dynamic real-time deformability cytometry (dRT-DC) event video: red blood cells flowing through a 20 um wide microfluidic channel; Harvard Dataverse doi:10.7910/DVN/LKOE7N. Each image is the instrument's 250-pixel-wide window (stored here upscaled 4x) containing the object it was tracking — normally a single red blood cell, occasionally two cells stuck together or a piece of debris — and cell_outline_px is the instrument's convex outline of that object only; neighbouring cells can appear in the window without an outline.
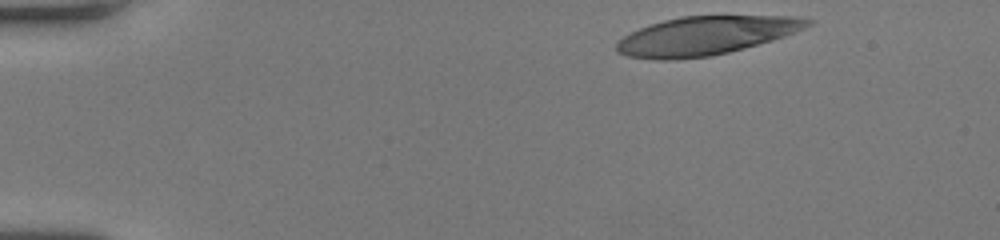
{"species": "human", "species_latin": "Homo sapiens", "temperature_condition": "room temperature", "stored_images_in_passage": 38, "camera_frame_rate_fps": 3000, "um_per_image_px": 0.085, "donor": {"sex": "female"}, "frame": {"image": 1, "passage_image": 1, "time_ms": 0.0, "image_size_px": [1000, 240], "cell_outline_px": [[812, 24], [796, 32], [772, 40], [744, 48], [712, 56], [676, 60], [656, 60], [628, 56], [616, 52], [616, 44], [624, 36], [640, 28], [664, 20], [680, 16], [796, 16], [812, 20]], "centroid_in_image_um": [59.98, 3.04], "position_along_channel_um": 25.0, "area_um2": 42.83}}
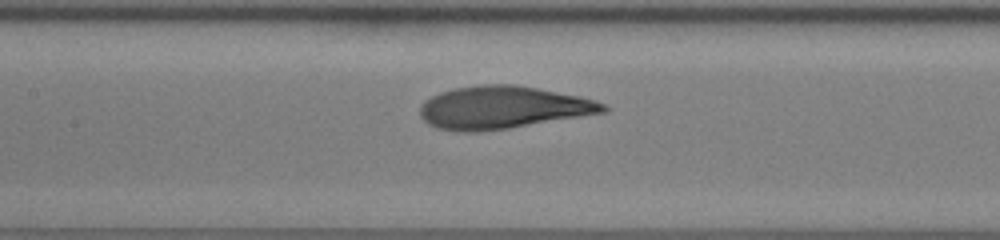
{"frame": {"image": 2, "passage_image": 19, "time_ms": 6.0, "image_size_px": [1000, 240], "cell_outline_px": [[608, 112], [508, 128], [480, 132], [460, 132], [436, 128], [428, 124], [420, 116], [420, 108], [432, 96], [440, 92], [456, 88], [484, 84], [516, 84], [580, 96], [596, 100], [608, 104]], "centroid_in_image_um": [42.78, 9.14], "position_along_channel_um": 164.6, "area_um2": 45.55}}
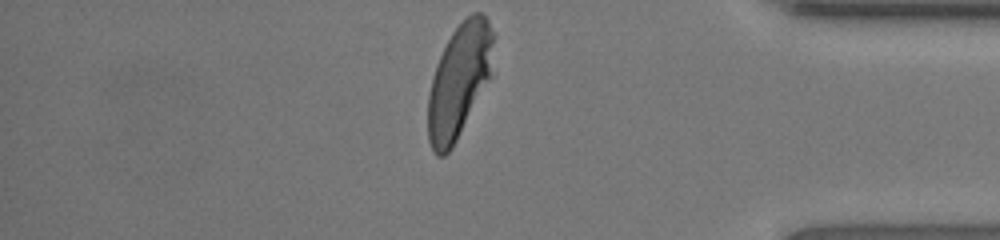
{"frame": {"image": 3, "passage_image": 38, "time_ms": 12.333, "image_size_px": [1000, 240], "cell_outline_px": [[496, 36], [488, 76], [452, 148], [444, 156], [436, 156], [432, 152], [428, 140], [428, 96], [432, 76], [436, 64], [452, 32], [472, 12], [480, 12], [488, 20], [496, 32]], "centroid_in_image_um": [38.99, 6.84], "position_along_channel_um": 396.2, "area_um2": 42.48}, "authors_computed_cell_mechanics": {"area_um2": 44.7661, "velocity_mm_per_s": 4.0348, "shape_relaxation_time_tau1_ms": 3.7145, "shape_relaxation_time_tau2_ms": 0.8045, "deformation_change_tau1": 0.2095, "deformation_change_tau2": 0.0765}}